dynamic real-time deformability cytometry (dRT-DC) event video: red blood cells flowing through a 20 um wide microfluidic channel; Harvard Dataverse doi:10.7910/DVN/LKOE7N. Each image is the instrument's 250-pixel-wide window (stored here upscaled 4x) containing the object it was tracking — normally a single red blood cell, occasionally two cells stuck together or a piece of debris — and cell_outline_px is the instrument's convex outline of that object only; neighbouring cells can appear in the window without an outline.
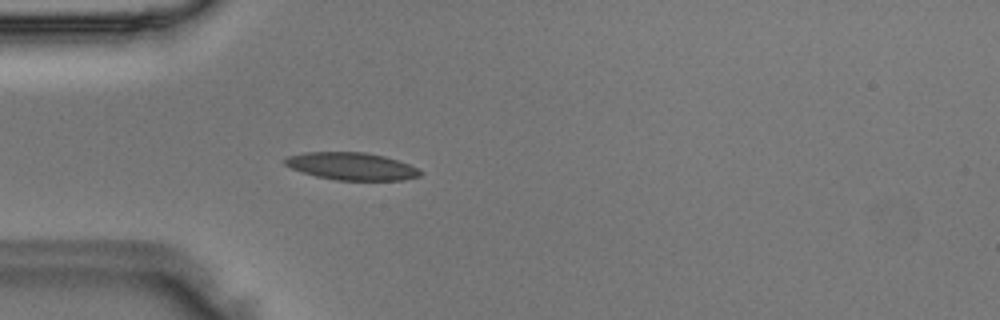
{"species": "Egyptian fruit bat (a non-hibernating species)", "species_latin": "Rousettus aegyptiacus", "temperature_condition": "room temperature", "stored_images_in_passage": 47, "camera_frame_rate_fps": 3000, "um_per_image_px": 0.085, "animal": {"sex": "male"}, "frame": {"image": 1, "passage_image": 13, "time_ms": 4.0, "image_size_px": [1000, 320], "cell_outline_px": [[424, 172], [420, 176], [400, 180], [336, 180], [316, 176], [292, 168], [284, 164], [284, 160], [288, 156], [304, 152], [364, 152], [384, 156], [408, 164]], "centroid_in_image_um": [29.88, 14.13], "position_along_channel_um": 55.1, "area_um2": 21.44}}
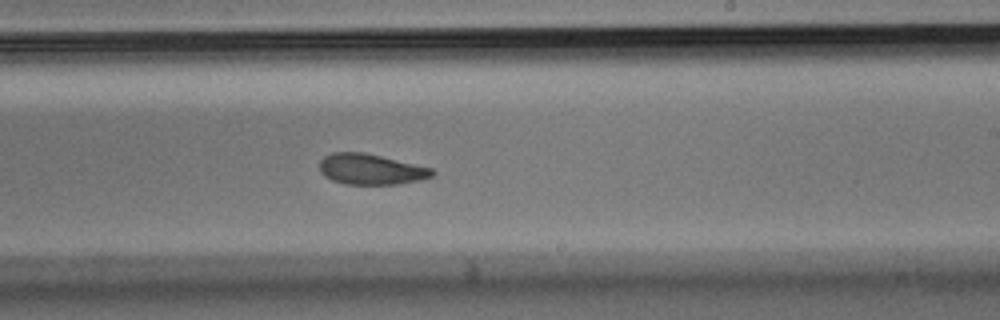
{"frame": {"image": 2, "passage_image": 28, "time_ms": 9.0, "image_size_px": [1000, 320], "cell_outline_px": [[436, 172], [432, 176], [416, 180], [396, 184], [344, 184], [332, 180], [324, 176], [320, 172], [320, 160], [324, 156], [332, 152], [364, 152], [432, 168]], "centroid_in_image_um": [31.48, 14.38], "position_along_channel_um": 257.5, "area_um2": 20.0}}
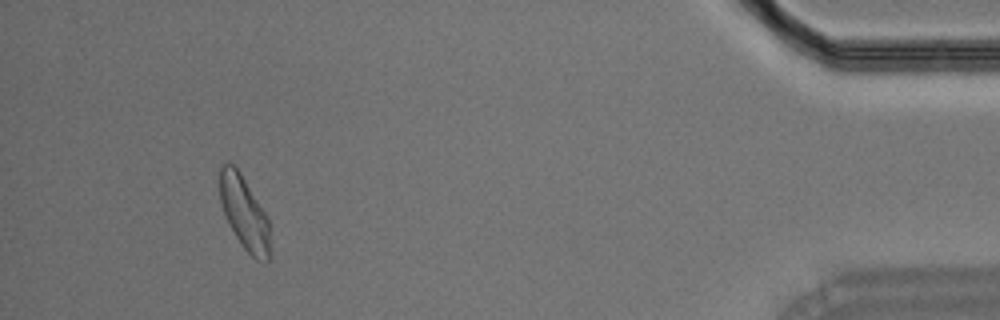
{"frame": {"image": 3, "passage_image": 44, "time_ms": 14.333, "image_size_px": [1000, 320], "cell_outline_px": [[268, 260], [256, 260], [240, 244], [224, 216], [220, 200], [216, 168], [220, 164], [232, 164], [240, 172], [264, 212], [268, 220]], "centroid_in_image_um": [20.66, 18.0], "position_along_channel_um": 414.5, "area_um2": 21.33}}